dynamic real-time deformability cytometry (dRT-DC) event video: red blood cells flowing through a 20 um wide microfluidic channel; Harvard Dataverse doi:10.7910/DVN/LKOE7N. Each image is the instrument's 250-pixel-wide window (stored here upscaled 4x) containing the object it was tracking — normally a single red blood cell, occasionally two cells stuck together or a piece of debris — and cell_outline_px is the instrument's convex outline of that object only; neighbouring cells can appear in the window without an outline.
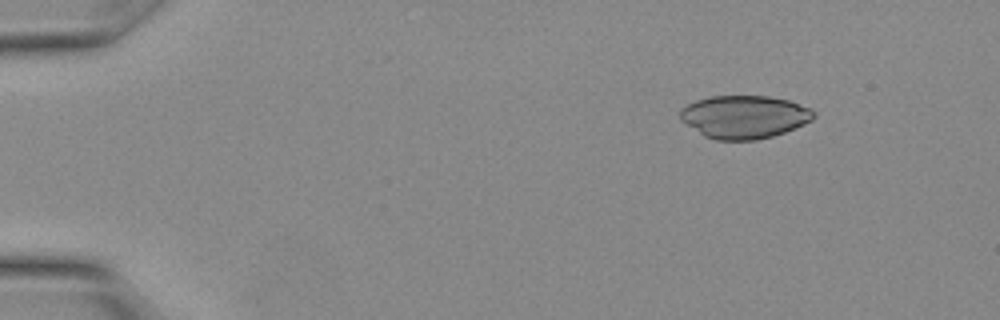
{"species": "Egyptian fruit bat (a non-hibernating species)", "species_latin": "Rousettus aegyptiacus", "temperature_condition": "warm", "stored_images_in_passage": 10, "camera_frame_rate_fps": 3000, "um_per_image_px": 0.085, "animal": {"sex": "female"}, "frame": {"image": 1, "passage_image": 1, "time_ms": 0.0, "image_size_px": [1000, 320], "cell_outline_px": [[816, 116], [812, 120], [804, 124], [784, 132], [772, 136], [756, 140], [716, 140], [704, 136], [680, 120], [680, 108], [696, 100], [708, 96], [768, 96], [788, 100], [812, 108], [816, 112]], "centroid_in_image_um": [63.27, 9.93], "position_along_channel_um": 21.7, "area_um2": 33.64}}